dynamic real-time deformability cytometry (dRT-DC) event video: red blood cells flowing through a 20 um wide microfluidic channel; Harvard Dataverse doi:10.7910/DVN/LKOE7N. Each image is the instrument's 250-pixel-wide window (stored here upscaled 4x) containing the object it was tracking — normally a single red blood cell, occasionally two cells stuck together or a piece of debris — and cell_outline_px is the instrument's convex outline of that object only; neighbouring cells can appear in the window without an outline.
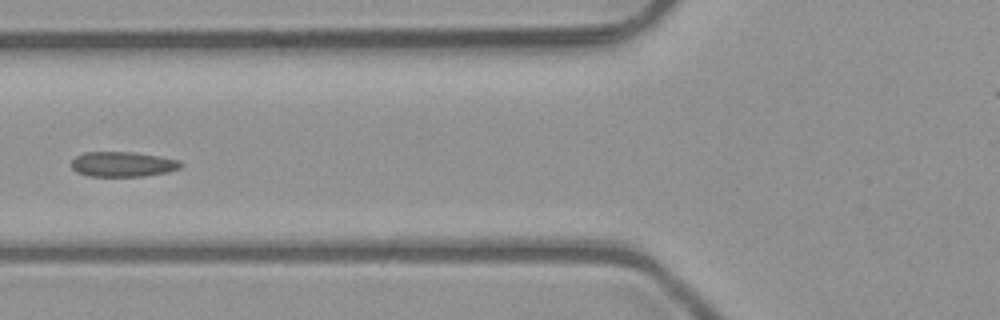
{"species": "common noctule bat (a hibernating species)", "species_latin": "Nyctalus noctula", "temperature_condition": "room temperature", "stored_images_in_passage": 5, "camera_frame_rate_fps": 3000, "um_per_image_px": 0.085, "animal": {"sex": "male", "body_mass_g": 23.1, "forearm_length_mm": 52.7}, "frame": {"image": 1, "passage_image": 5, "time_ms": 1.333, "image_size_px": [1000, 320], "cell_outline_px": [[184, 164], [180, 168], [168, 172], [144, 176], [88, 176], [76, 172], [72, 168], [72, 160], [76, 156], [84, 152], [132, 152], [160, 156], [180, 160]], "centroid_in_image_um": [10.45, 13.96], "position_along_channel_um": 115.3, "area_um2": 16.07}}